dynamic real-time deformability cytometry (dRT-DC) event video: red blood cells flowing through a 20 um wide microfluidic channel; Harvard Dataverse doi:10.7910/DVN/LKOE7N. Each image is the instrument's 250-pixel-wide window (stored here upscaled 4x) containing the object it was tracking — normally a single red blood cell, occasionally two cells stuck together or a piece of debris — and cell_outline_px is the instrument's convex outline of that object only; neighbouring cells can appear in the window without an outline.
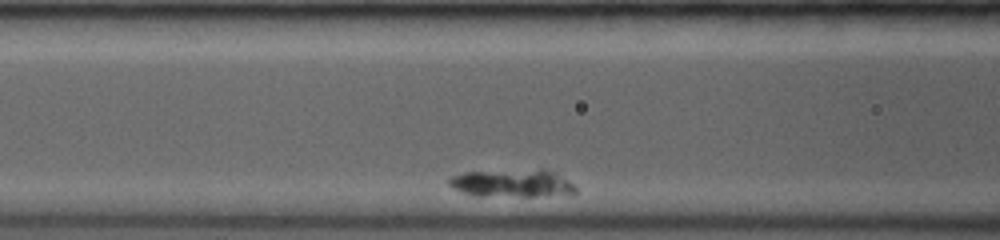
{"species": "common noctule bat (a hibernating species)", "species_latin": "Nyctalus noctula", "temperature_condition": "room temperature", "stored_images_in_passage": 24, "camera_frame_rate_fps": 3500, "um_per_image_px": 0.085, "animal": {"sex": "female", "body_mass_g": 19.0, "forearm_length_mm": 53.3}, "frame": {"image": 1, "passage_image": 10, "time_ms": 1.714, "image_size_px": [1000, 240], "cell_outline_px": [[576, 192], [572, 196], [476, 196], [452, 188], [448, 184], [448, 176], [464, 172], [540, 168], [544, 168], [556, 172], [572, 184], [576, 188]], "centroid_in_image_um": [43.57, 15.57], "position_along_channel_um": 123.0, "area_um2": 21.21}}
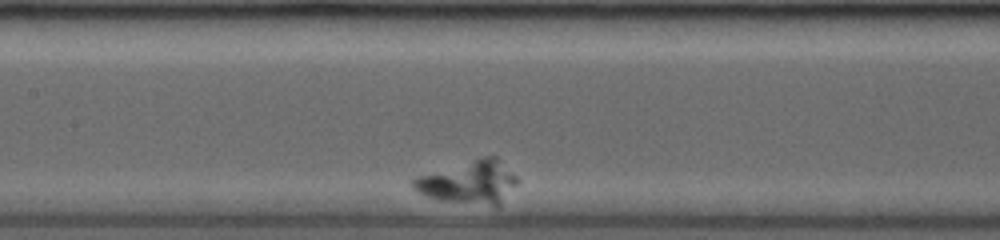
{"frame": {"image": 2, "passage_image": 19, "time_ms": 3.143, "image_size_px": [1000, 240], "cell_outline_px": [[520, 180], [500, 204], [496, 208], [440, 200], [424, 196], [412, 188], [412, 180], [416, 176], [484, 156], [496, 156]], "centroid_in_image_um": [39.87, 15.52], "position_along_channel_um": 167.5, "area_um2": 26.41}}